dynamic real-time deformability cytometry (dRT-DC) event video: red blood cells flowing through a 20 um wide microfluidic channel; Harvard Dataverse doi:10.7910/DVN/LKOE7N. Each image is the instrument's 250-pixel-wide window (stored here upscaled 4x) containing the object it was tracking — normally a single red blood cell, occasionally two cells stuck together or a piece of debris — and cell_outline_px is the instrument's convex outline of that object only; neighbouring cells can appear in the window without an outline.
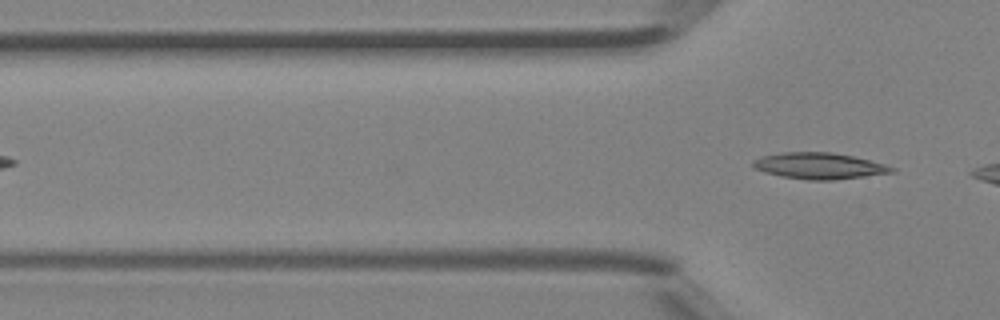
{"species": "Egyptian fruit bat (a non-hibernating species)", "species_latin": "Rousettus aegyptiacus", "temperature_condition": "room temperature", "stored_images_in_passage": 5, "camera_frame_rate_fps": 3000, "um_per_image_px": 0.085, "animal": {"sex": "female"}, "frame": {"image": 1, "passage_image": 5, "time_ms": 1.333, "image_size_px": [1000, 320], "cell_outline_px": [[896, 172], [832, 180], [808, 180], [780, 176], [764, 172], [752, 168], [752, 160], [760, 156], [784, 152], [832, 152], [852, 156], [884, 164], [896, 168]], "centroid_in_image_um": [69.58, 14.1], "position_along_channel_um": 56.2, "area_um2": 21.27}}